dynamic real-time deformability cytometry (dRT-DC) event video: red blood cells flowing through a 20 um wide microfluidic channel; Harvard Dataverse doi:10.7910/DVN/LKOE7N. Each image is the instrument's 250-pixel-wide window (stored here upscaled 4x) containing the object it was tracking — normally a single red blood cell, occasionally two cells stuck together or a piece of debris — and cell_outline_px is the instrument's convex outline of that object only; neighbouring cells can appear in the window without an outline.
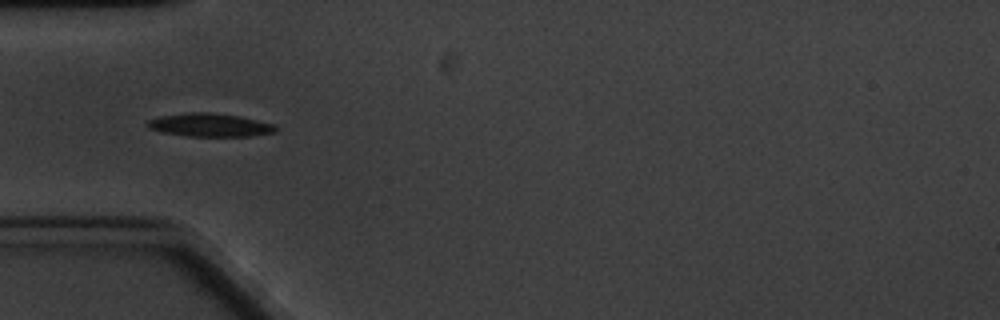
{"species": "common noctule bat (a hibernating species)", "species_latin": "Nyctalus noctula", "temperature_condition": "cold", "stored_images_in_passage": 9, "camera_frame_rate_fps": 3000, "um_per_image_px": 0.085, "animal": {"sex": "male", "body_mass_g": 20.1, "forearm_length_mm": 53.5}, "frame": {"image": 1, "passage_image": 6, "time_ms": 5.667, "image_size_px": [1000, 320], "cell_outline_px": [[276, 132], [252, 136], [188, 136], [160, 132], [148, 128], [144, 124], [148, 120], [160, 116], [188, 112], [208, 112], [240, 116], [276, 124]], "centroid_in_image_um": [17.82, 10.62], "position_along_channel_um": 67.2, "area_um2": 17.57}}
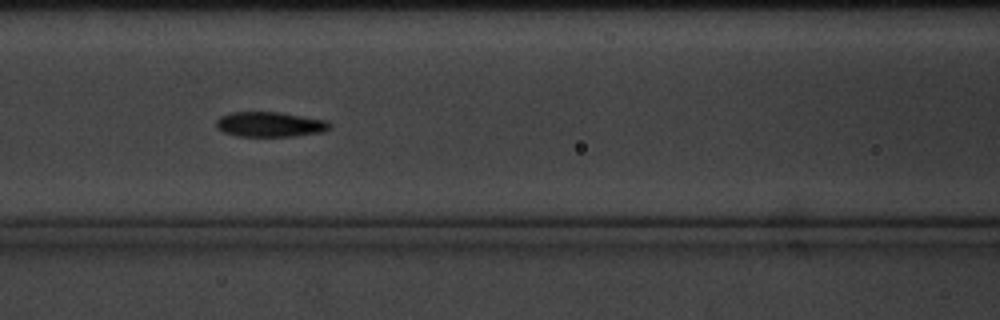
{"frame": {"image": 2, "passage_image": 8, "time_ms": 8.0, "image_size_px": [1000, 320], "cell_outline_px": [[332, 128], [324, 132], [296, 136], [236, 136], [224, 132], [216, 128], [216, 120], [220, 116], [232, 112], [280, 112], [328, 120], [332, 124]], "centroid_in_image_um": [22.99, 10.57], "position_along_channel_um": 143.6, "area_um2": 16.82}}